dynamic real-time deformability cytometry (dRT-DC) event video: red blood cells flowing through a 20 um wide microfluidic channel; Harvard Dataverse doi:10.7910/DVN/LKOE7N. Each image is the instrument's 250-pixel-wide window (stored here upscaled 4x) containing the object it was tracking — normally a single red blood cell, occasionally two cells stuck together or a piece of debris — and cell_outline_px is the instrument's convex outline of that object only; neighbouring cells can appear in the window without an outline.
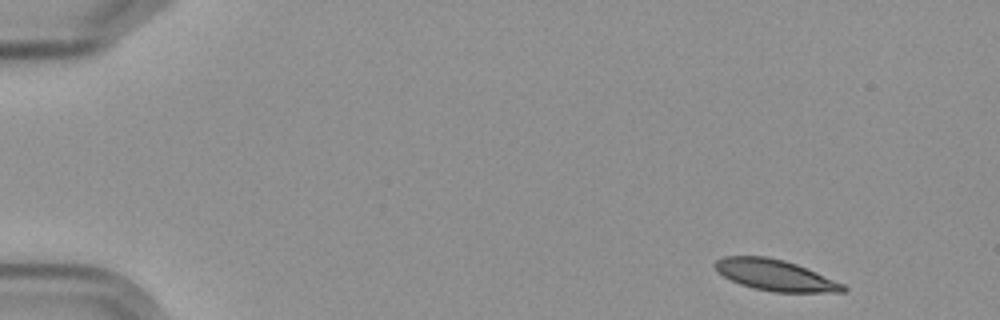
{"species": "Egyptian fruit bat (a non-hibernating species)", "species_latin": "Rousettus aegyptiacus", "temperature_condition": "cold", "stored_images_in_passage": 5, "camera_frame_rate_fps": 3000, "um_per_image_px": 0.085, "frame": {"image": 1, "passage_image": 1, "time_ms": 0.0, "image_size_px": [1000, 320], "cell_outline_px": [[848, 288], [844, 292], [776, 292], [752, 288], [740, 284], [724, 276], [712, 264], [716, 260], [724, 256], [764, 256], [784, 260], [796, 264], [844, 284]], "centroid_in_image_um": [65.88, 23.39], "position_along_channel_um": 19.1, "area_um2": 22.95}}
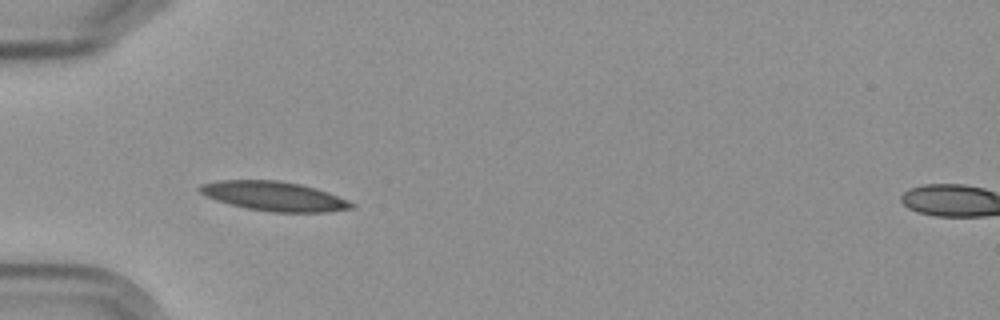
{"frame": {"image": 2, "passage_image": 4, "time_ms": 4.333, "image_size_px": [1000, 320], "cell_outline_px": [[356, 208], [328, 212], [272, 212], [248, 208], [216, 200], [204, 196], [196, 188], [200, 184], [220, 180], [276, 180], [300, 184], [316, 188], [328, 192], [348, 200], [356, 204]], "centroid_in_image_um": [23.32, 16.67], "position_along_channel_um": 61.7, "area_um2": 26.07}}